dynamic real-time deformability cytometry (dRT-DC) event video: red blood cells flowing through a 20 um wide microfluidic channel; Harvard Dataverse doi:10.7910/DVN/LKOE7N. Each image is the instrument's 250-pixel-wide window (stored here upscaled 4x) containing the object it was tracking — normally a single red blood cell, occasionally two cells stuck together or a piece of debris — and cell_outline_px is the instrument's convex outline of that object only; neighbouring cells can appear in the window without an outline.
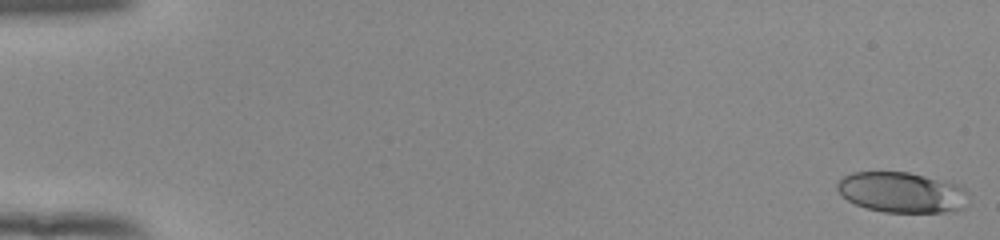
{"species": "human", "species_latin": "Homo sapiens", "temperature_condition": "room temperature", "stored_images_in_passage": 53, "camera_frame_rate_fps": 3000, "um_per_image_px": 0.085, "donor": {"sex": "female"}, "frame": {"image": 1, "passage_image": 1, "time_ms": 0.0, "image_size_px": [1000, 240], "cell_outline_px": [[968, 196], [964, 208], [944, 212], [884, 212], [868, 208], [856, 204], [848, 200], [836, 188], [836, 184], [844, 176], [852, 172], [908, 172], [960, 184], [968, 192]], "centroid_in_image_um": [76.68, 16.34], "position_along_channel_um": 8.3, "area_um2": 30.92}}
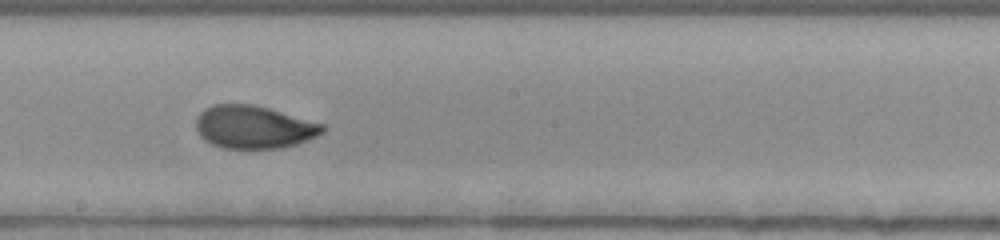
{"frame": {"image": 2, "passage_image": 31, "time_ms": 10.0, "image_size_px": [1000, 240], "cell_outline_px": [[324, 132], [308, 140], [296, 144], [280, 148], [224, 148], [212, 144], [204, 140], [200, 136], [196, 128], [196, 116], [204, 108], [212, 104], [252, 104], [268, 108], [324, 124]], "centroid_in_image_um": [21.54, 10.79], "position_along_channel_um": 226.7, "area_um2": 31.62}}
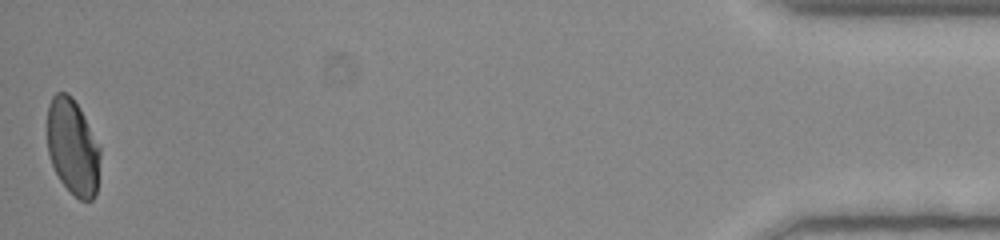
{"frame": {"image": 3, "passage_image": 53, "time_ms": 17.333, "image_size_px": [1000, 240], "cell_outline_px": [[100, 156], [96, 196], [92, 200], [80, 200], [60, 180], [52, 164], [48, 152], [48, 104], [52, 96], [56, 92], [68, 92], [72, 96], [80, 108], [100, 144]], "centroid_in_image_um": [6.2, 12.46], "position_along_channel_um": 429.0, "area_um2": 29.71}, "authors_computed_cell_mechanics": {"area_um2": 31.4432, "velocity_mm_per_s": 3.9364, "shape_relaxation_time_tau1_ms": 4.6205, "shape_relaxation_time_tau2_ms": 0.9363, "deformation_change_tau1": 0.1564, "deformation_change_tau2": 0.0522}}